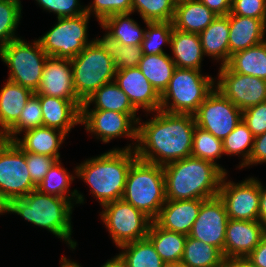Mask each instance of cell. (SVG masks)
<instances>
[{
	"label": "cell",
	"mask_w": 266,
	"mask_h": 267,
	"mask_svg": "<svg viewBox=\"0 0 266 267\" xmlns=\"http://www.w3.org/2000/svg\"><path fill=\"white\" fill-rule=\"evenodd\" d=\"M149 122L138 121L137 158L165 166L191 156L196 122L193 114L156 111ZM140 123V124H139ZM158 157V158H157Z\"/></svg>",
	"instance_id": "cell-1"
},
{
	"label": "cell",
	"mask_w": 266,
	"mask_h": 267,
	"mask_svg": "<svg viewBox=\"0 0 266 267\" xmlns=\"http://www.w3.org/2000/svg\"><path fill=\"white\" fill-rule=\"evenodd\" d=\"M167 200H207L217 197L227 172L218 164L196 157L163 166Z\"/></svg>",
	"instance_id": "cell-2"
},
{
	"label": "cell",
	"mask_w": 266,
	"mask_h": 267,
	"mask_svg": "<svg viewBox=\"0 0 266 267\" xmlns=\"http://www.w3.org/2000/svg\"><path fill=\"white\" fill-rule=\"evenodd\" d=\"M137 159L135 149L129 145L88 159L77 166L75 172L89 184L91 193L104 206L122 198L129 169Z\"/></svg>",
	"instance_id": "cell-3"
},
{
	"label": "cell",
	"mask_w": 266,
	"mask_h": 267,
	"mask_svg": "<svg viewBox=\"0 0 266 267\" xmlns=\"http://www.w3.org/2000/svg\"><path fill=\"white\" fill-rule=\"evenodd\" d=\"M69 199L43 194L37 189L22 198L8 203V212L22 216L28 222L45 228L75 249L76 242L71 239V214L73 204Z\"/></svg>",
	"instance_id": "cell-4"
},
{
	"label": "cell",
	"mask_w": 266,
	"mask_h": 267,
	"mask_svg": "<svg viewBox=\"0 0 266 267\" xmlns=\"http://www.w3.org/2000/svg\"><path fill=\"white\" fill-rule=\"evenodd\" d=\"M121 199L154 221L167 201L163 166L137 159L129 169Z\"/></svg>",
	"instance_id": "cell-5"
},
{
	"label": "cell",
	"mask_w": 266,
	"mask_h": 267,
	"mask_svg": "<svg viewBox=\"0 0 266 267\" xmlns=\"http://www.w3.org/2000/svg\"><path fill=\"white\" fill-rule=\"evenodd\" d=\"M71 65L74 89L82 102L102 85L114 81L117 71L108 47L99 38L71 59Z\"/></svg>",
	"instance_id": "cell-6"
},
{
	"label": "cell",
	"mask_w": 266,
	"mask_h": 267,
	"mask_svg": "<svg viewBox=\"0 0 266 267\" xmlns=\"http://www.w3.org/2000/svg\"><path fill=\"white\" fill-rule=\"evenodd\" d=\"M214 83L212 77L201 75L200 70L176 68L168 87L161 95L160 110L194 114L214 89ZM170 98L172 103L169 102Z\"/></svg>",
	"instance_id": "cell-7"
},
{
	"label": "cell",
	"mask_w": 266,
	"mask_h": 267,
	"mask_svg": "<svg viewBox=\"0 0 266 267\" xmlns=\"http://www.w3.org/2000/svg\"><path fill=\"white\" fill-rule=\"evenodd\" d=\"M34 45L21 38L10 41L0 48V58L11 71L8 80L33 91H37L46 59L49 57L41 48L39 41Z\"/></svg>",
	"instance_id": "cell-8"
},
{
	"label": "cell",
	"mask_w": 266,
	"mask_h": 267,
	"mask_svg": "<svg viewBox=\"0 0 266 267\" xmlns=\"http://www.w3.org/2000/svg\"><path fill=\"white\" fill-rule=\"evenodd\" d=\"M90 15L84 13L76 17H60L58 23L40 39L41 48L49 57L73 59L87 45V24Z\"/></svg>",
	"instance_id": "cell-9"
},
{
	"label": "cell",
	"mask_w": 266,
	"mask_h": 267,
	"mask_svg": "<svg viewBox=\"0 0 266 267\" xmlns=\"http://www.w3.org/2000/svg\"><path fill=\"white\" fill-rule=\"evenodd\" d=\"M101 219L108 228L116 246L147 238L153 220L124 200H116L103 206Z\"/></svg>",
	"instance_id": "cell-10"
},
{
	"label": "cell",
	"mask_w": 266,
	"mask_h": 267,
	"mask_svg": "<svg viewBox=\"0 0 266 267\" xmlns=\"http://www.w3.org/2000/svg\"><path fill=\"white\" fill-rule=\"evenodd\" d=\"M26 163L25 151L13 141L0 138V194L9 203L36 190Z\"/></svg>",
	"instance_id": "cell-11"
},
{
	"label": "cell",
	"mask_w": 266,
	"mask_h": 267,
	"mask_svg": "<svg viewBox=\"0 0 266 267\" xmlns=\"http://www.w3.org/2000/svg\"><path fill=\"white\" fill-rule=\"evenodd\" d=\"M193 115L196 126L222 141L242 121V111L217 88L207 95Z\"/></svg>",
	"instance_id": "cell-12"
},
{
	"label": "cell",
	"mask_w": 266,
	"mask_h": 267,
	"mask_svg": "<svg viewBox=\"0 0 266 267\" xmlns=\"http://www.w3.org/2000/svg\"><path fill=\"white\" fill-rule=\"evenodd\" d=\"M219 71L215 87L241 111L266 102V80L233 72L227 65Z\"/></svg>",
	"instance_id": "cell-13"
},
{
	"label": "cell",
	"mask_w": 266,
	"mask_h": 267,
	"mask_svg": "<svg viewBox=\"0 0 266 267\" xmlns=\"http://www.w3.org/2000/svg\"><path fill=\"white\" fill-rule=\"evenodd\" d=\"M224 175L219 198L224 202L229 219L258 220L260 204V182L249 178L241 183L225 181Z\"/></svg>",
	"instance_id": "cell-14"
},
{
	"label": "cell",
	"mask_w": 266,
	"mask_h": 267,
	"mask_svg": "<svg viewBox=\"0 0 266 267\" xmlns=\"http://www.w3.org/2000/svg\"><path fill=\"white\" fill-rule=\"evenodd\" d=\"M139 120L136 118V113L107 110L89 111L88 107H81L80 123L84 124L88 132L96 134L104 143L121 136L137 140L138 127L136 124Z\"/></svg>",
	"instance_id": "cell-15"
},
{
	"label": "cell",
	"mask_w": 266,
	"mask_h": 267,
	"mask_svg": "<svg viewBox=\"0 0 266 267\" xmlns=\"http://www.w3.org/2000/svg\"><path fill=\"white\" fill-rule=\"evenodd\" d=\"M229 217L224 202L219 196L205 200L200 207L198 217L193 223L189 236L213 245L224 256L226 226Z\"/></svg>",
	"instance_id": "cell-16"
},
{
	"label": "cell",
	"mask_w": 266,
	"mask_h": 267,
	"mask_svg": "<svg viewBox=\"0 0 266 267\" xmlns=\"http://www.w3.org/2000/svg\"><path fill=\"white\" fill-rule=\"evenodd\" d=\"M35 94L71 100L81 109L83 102L74 89L71 60L48 57Z\"/></svg>",
	"instance_id": "cell-17"
},
{
	"label": "cell",
	"mask_w": 266,
	"mask_h": 267,
	"mask_svg": "<svg viewBox=\"0 0 266 267\" xmlns=\"http://www.w3.org/2000/svg\"><path fill=\"white\" fill-rule=\"evenodd\" d=\"M266 235L259 220L229 219L226 226L224 258H246Z\"/></svg>",
	"instance_id": "cell-18"
},
{
	"label": "cell",
	"mask_w": 266,
	"mask_h": 267,
	"mask_svg": "<svg viewBox=\"0 0 266 267\" xmlns=\"http://www.w3.org/2000/svg\"><path fill=\"white\" fill-rule=\"evenodd\" d=\"M114 81L137 111L140 107L147 112L160 110L161 96L138 67L117 70Z\"/></svg>",
	"instance_id": "cell-19"
},
{
	"label": "cell",
	"mask_w": 266,
	"mask_h": 267,
	"mask_svg": "<svg viewBox=\"0 0 266 267\" xmlns=\"http://www.w3.org/2000/svg\"><path fill=\"white\" fill-rule=\"evenodd\" d=\"M205 200H167L154 220L161 228L189 235Z\"/></svg>",
	"instance_id": "cell-20"
},
{
	"label": "cell",
	"mask_w": 266,
	"mask_h": 267,
	"mask_svg": "<svg viewBox=\"0 0 266 267\" xmlns=\"http://www.w3.org/2000/svg\"><path fill=\"white\" fill-rule=\"evenodd\" d=\"M43 115V126L55 128L68 134L75 124H80L81 109L71 100L36 94Z\"/></svg>",
	"instance_id": "cell-21"
},
{
	"label": "cell",
	"mask_w": 266,
	"mask_h": 267,
	"mask_svg": "<svg viewBox=\"0 0 266 267\" xmlns=\"http://www.w3.org/2000/svg\"><path fill=\"white\" fill-rule=\"evenodd\" d=\"M266 20L229 13V52L231 55L265 40Z\"/></svg>",
	"instance_id": "cell-22"
},
{
	"label": "cell",
	"mask_w": 266,
	"mask_h": 267,
	"mask_svg": "<svg viewBox=\"0 0 266 267\" xmlns=\"http://www.w3.org/2000/svg\"><path fill=\"white\" fill-rule=\"evenodd\" d=\"M217 15L199 0H177L173 27L178 31L201 33Z\"/></svg>",
	"instance_id": "cell-23"
},
{
	"label": "cell",
	"mask_w": 266,
	"mask_h": 267,
	"mask_svg": "<svg viewBox=\"0 0 266 267\" xmlns=\"http://www.w3.org/2000/svg\"><path fill=\"white\" fill-rule=\"evenodd\" d=\"M24 132L25 135L23 140L18 139L17 137L13 141L23 151L33 154L47 155L56 158L57 160L60 159L58 148H60L61 143H63V140L67 135L66 133L47 126H40Z\"/></svg>",
	"instance_id": "cell-24"
},
{
	"label": "cell",
	"mask_w": 266,
	"mask_h": 267,
	"mask_svg": "<svg viewBox=\"0 0 266 267\" xmlns=\"http://www.w3.org/2000/svg\"><path fill=\"white\" fill-rule=\"evenodd\" d=\"M34 94L10 80L0 90V137L19 119L25 104Z\"/></svg>",
	"instance_id": "cell-25"
},
{
	"label": "cell",
	"mask_w": 266,
	"mask_h": 267,
	"mask_svg": "<svg viewBox=\"0 0 266 267\" xmlns=\"http://www.w3.org/2000/svg\"><path fill=\"white\" fill-rule=\"evenodd\" d=\"M170 47L176 68L200 70L204 55L198 33L178 31L173 28Z\"/></svg>",
	"instance_id": "cell-26"
},
{
	"label": "cell",
	"mask_w": 266,
	"mask_h": 267,
	"mask_svg": "<svg viewBox=\"0 0 266 267\" xmlns=\"http://www.w3.org/2000/svg\"><path fill=\"white\" fill-rule=\"evenodd\" d=\"M204 55L212 56L226 65L230 59L229 52V14L217 16L213 22L199 33Z\"/></svg>",
	"instance_id": "cell-27"
},
{
	"label": "cell",
	"mask_w": 266,
	"mask_h": 267,
	"mask_svg": "<svg viewBox=\"0 0 266 267\" xmlns=\"http://www.w3.org/2000/svg\"><path fill=\"white\" fill-rule=\"evenodd\" d=\"M147 238L165 263L181 262L187 235L163 229L153 221Z\"/></svg>",
	"instance_id": "cell-28"
},
{
	"label": "cell",
	"mask_w": 266,
	"mask_h": 267,
	"mask_svg": "<svg viewBox=\"0 0 266 267\" xmlns=\"http://www.w3.org/2000/svg\"><path fill=\"white\" fill-rule=\"evenodd\" d=\"M138 68L161 96L168 87L176 65L172 58L166 53L143 54Z\"/></svg>",
	"instance_id": "cell-29"
},
{
	"label": "cell",
	"mask_w": 266,
	"mask_h": 267,
	"mask_svg": "<svg viewBox=\"0 0 266 267\" xmlns=\"http://www.w3.org/2000/svg\"><path fill=\"white\" fill-rule=\"evenodd\" d=\"M130 14H114L101 22V27L108 29L104 36L119 45H138L144 39L145 29L129 18Z\"/></svg>",
	"instance_id": "cell-30"
},
{
	"label": "cell",
	"mask_w": 266,
	"mask_h": 267,
	"mask_svg": "<svg viewBox=\"0 0 266 267\" xmlns=\"http://www.w3.org/2000/svg\"><path fill=\"white\" fill-rule=\"evenodd\" d=\"M226 65L233 72L266 80V40L231 55Z\"/></svg>",
	"instance_id": "cell-31"
},
{
	"label": "cell",
	"mask_w": 266,
	"mask_h": 267,
	"mask_svg": "<svg viewBox=\"0 0 266 267\" xmlns=\"http://www.w3.org/2000/svg\"><path fill=\"white\" fill-rule=\"evenodd\" d=\"M95 102L93 110L117 111L120 113H136L137 110L130 102L126 93L112 81L102 85L82 104V107H90Z\"/></svg>",
	"instance_id": "cell-32"
},
{
	"label": "cell",
	"mask_w": 266,
	"mask_h": 267,
	"mask_svg": "<svg viewBox=\"0 0 266 267\" xmlns=\"http://www.w3.org/2000/svg\"><path fill=\"white\" fill-rule=\"evenodd\" d=\"M224 260L218 248L187 236L181 259L185 267H223Z\"/></svg>",
	"instance_id": "cell-33"
},
{
	"label": "cell",
	"mask_w": 266,
	"mask_h": 267,
	"mask_svg": "<svg viewBox=\"0 0 266 267\" xmlns=\"http://www.w3.org/2000/svg\"><path fill=\"white\" fill-rule=\"evenodd\" d=\"M124 251L116 257L123 267H164L165 262L148 238L120 246Z\"/></svg>",
	"instance_id": "cell-34"
},
{
	"label": "cell",
	"mask_w": 266,
	"mask_h": 267,
	"mask_svg": "<svg viewBox=\"0 0 266 267\" xmlns=\"http://www.w3.org/2000/svg\"><path fill=\"white\" fill-rule=\"evenodd\" d=\"M74 179L75 177L69 175L66 169L61 166L60 160H57L36 189L43 194L54 195L70 201L75 198L76 203H83V195L79 194L77 190L71 192V196L67 195V192L70 191L69 185Z\"/></svg>",
	"instance_id": "cell-35"
},
{
	"label": "cell",
	"mask_w": 266,
	"mask_h": 267,
	"mask_svg": "<svg viewBox=\"0 0 266 267\" xmlns=\"http://www.w3.org/2000/svg\"><path fill=\"white\" fill-rule=\"evenodd\" d=\"M43 126V115L39 97L34 93L25 104L19 119L0 137L14 141L22 131Z\"/></svg>",
	"instance_id": "cell-36"
},
{
	"label": "cell",
	"mask_w": 266,
	"mask_h": 267,
	"mask_svg": "<svg viewBox=\"0 0 266 267\" xmlns=\"http://www.w3.org/2000/svg\"><path fill=\"white\" fill-rule=\"evenodd\" d=\"M177 0H132V12L137 10L148 22L173 21Z\"/></svg>",
	"instance_id": "cell-37"
},
{
	"label": "cell",
	"mask_w": 266,
	"mask_h": 267,
	"mask_svg": "<svg viewBox=\"0 0 266 267\" xmlns=\"http://www.w3.org/2000/svg\"><path fill=\"white\" fill-rule=\"evenodd\" d=\"M254 136L248 129L243 120L235 127V129L222 141L224 154L227 155H243L242 164L239 167H245L250 159Z\"/></svg>",
	"instance_id": "cell-38"
},
{
	"label": "cell",
	"mask_w": 266,
	"mask_h": 267,
	"mask_svg": "<svg viewBox=\"0 0 266 267\" xmlns=\"http://www.w3.org/2000/svg\"><path fill=\"white\" fill-rule=\"evenodd\" d=\"M224 153L222 140L214 137L210 132L196 126L193 132L191 156L211 161L221 157Z\"/></svg>",
	"instance_id": "cell-39"
},
{
	"label": "cell",
	"mask_w": 266,
	"mask_h": 267,
	"mask_svg": "<svg viewBox=\"0 0 266 267\" xmlns=\"http://www.w3.org/2000/svg\"><path fill=\"white\" fill-rule=\"evenodd\" d=\"M148 31H145L144 39L141 43L143 54H161L165 53L161 44H170L173 33V22H148L145 21Z\"/></svg>",
	"instance_id": "cell-40"
},
{
	"label": "cell",
	"mask_w": 266,
	"mask_h": 267,
	"mask_svg": "<svg viewBox=\"0 0 266 267\" xmlns=\"http://www.w3.org/2000/svg\"><path fill=\"white\" fill-rule=\"evenodd\" d=\"M101 40L106 44L110 56L114 61L116 70L138 67L143 56L141 44L138 45H119L109 41L105 36Z\"/></svg>",
	"instance_id": "cell-41"
},
{
	"label": "cell",
	"mask_w": 266,
	"mask_h": 267,
	"mask_svg": "<svg viewBox=\"0 0 266 267\" xmlns=\"http://www.w3.org/2000/svg\"><path fill=\"white\" fill-rule=\"evenodd\" d=\"M21 10V6L14 2L0 0V48L19 39L15 29L21 18Z\"/></svg>",
	"instance_id": "cell-42"
},
{
	"label": "cell",
	"mask_w": 266,
	"mask_h": 267,
	"mask_svg": "<svg viewBox=\"0 0 266 267\" xmlns=\"http://www.w3.org/2000/svg\"><path fill=\"white\" fill-rule=\"evenodd\" d=\"M92 6L85 7L86 13H95L99 23L114 14H132V0H94Z\"/></svg>",
	"instance_id": "cell-43"
},
{
	"label": "cell",
	"mask_w": 266,
	"mask_h": 267,
	"mask_svg": "<svg viewBox=\"0 0 266 267\" xmlns=\"http://www.w3.org/2000/svg\"><path fill=\"white\" fill-rule=\"evenodd\" d=\"M25 158L30 177L36 186L40 184V182L46 176L48 170L57 161L56 158H52L47 155L33 154L30 152H25Z\"/></svg>",
	"instance_id": "cell-44"
},
{
	"label": "cell",
	"mask_w": 266,
	"mask_h": 267,
	"mask_svg": "<svg viewBox=\"0 0 266 267\" xmlns=\"http://www.w3.org/2000/svg\"><path fill=\"white\" fill-rule=\"evenodd\" d=\"M43 9L54 12L57 18L76 17L86 13L78 0H36ZM79 6V7H78Z\"/></svg>",
	"instance_id": "cell-45"
},
{
	"label": "cell",
	"mask_w": 266,
	"mask_h": 267,
	"mask_svg": "<svg viewBox=\"0 0 266 267\" xmlns=\"http://www.w3.org/2000/svg\"><path fill=\"white\" fill-rule=\"evenodd\" d=\"M242 120L254 137L266 132V102L242 111Z\"/></svg>",
	"instance_id": "cell-46"
},
{
	"label": "cell",
	"mask_w": 266,
	"mask_h": 267,
	"mask_svg": "<svg viewBox=\"0 0 266 267\" xmlns=\"http://www.w3.org/2000/svg\"><path fill=\"white\" fill-rule=\"evenodd\" d=\"M230 14L266 20V0H232Z\"/></svg>",
	"instance_id": "cell-47"
},
{
	"label": "cell",
	"mask_w": 266,
	"mask_h": 267,
	"mask_svg": "<svg viewBox=\"0 0 266 267\" xmlns=\"http://www.w3.org/2000/svg\"><path fill=\"white\" fill-rule=\"evenodd\" d=\"M266 162V132L254 137L250 159L245 166Z\"/></svg>",
	"instance_id": "cell-48"
},
{
	"label": "cell",
	"mask_w": 266,
	"mask_h": 267,
	"mask_svg": "<svg viewBox=\"0 0 266 267\" xmlns=\"http://www.w3.org/2000/svg\"><path fill=\"white\" fill-rule=\"evenodd\" d=\"M246 258L255 267H266V235Z\"/></svg>",
	"instance_id": "cell-49"
},
{
	"label": "cell",
	"mask_w": 266,
	"mask_h": 267,
	"mask_svg": "<svg viewBox=\"0 0 266 267\" xmlns=\"http://www.w3.org/2000/svg\"><path fill=\"white\" fill-rule=\"evenodd\" d=\"M217 16H225L231 12L232 0H199Z\"/></svg>",
	"instance_id": "cell-50"
},
{
	"label": "cell",
	"mask_w": 266,
	"mask_h": 267,
	"mask_svg": "<svg viewBox=\"0 0 266 267\" xmlns=\"http://www.w3.org/2000/svg\"><path fill=\"white\" fill-rule=\"evenodd\" d=\"M260 182V204L258 220L266 227V189Z\"/></svg>",
	"instance_id": "cell-51"
},
{
	"label": "cell",
	"mask_w": 266,
	"mask_h": 267,
	"mask_svg": "<svg viewBox=\"0 0 266 267\" xmlns=\"http://www.w3.org/2000/svg\"><path fill=\"white\" fill-rule=\"evenodd\" d=\"M223 267H255L247 258L225 259Z\"/></svg>",
	"instance_id": "cell-52"
},
{
	"label": "cell",
	"mask_w": 266,
	"mask_h": 267,
	"mask_svg": "<svg viewBox=\"0 0 266 267\" xmlns=\"http://www.w3.org/2000/svg\"><path fill=\"white\" fill-rule=\"evenodd\" d=\"M101 267H122V262L117 257H114L113 259L108 260Z\"/></svg>",
	"instance_id": "cell-53"
},
{
	"label": "cell",
	"mask_w": 266,
	"mask_h": 267,
	"mask_svg": "<svg viewBox=\"0 0 266 267\" xmlns=\"http://www.w3.org/2000/svg\"><path fill=\"white\" fill-rule=\"evenodd\" d=\"M61 260H60L61 267H81L79 264L72 262L71 260H68L65 257H61Z\"/></svg>",
	"instance_id": "cell-54"
},
{
	"label": "cell",
	"mask_w": 266,
	"mask_h": 267,
	"mask_svg": "<svg viewBox=\"0 0 266 267\" xmlns=\"http://www.w3.org/2000/svg\"><path fill=\"white\" fill-rule=\"evenodd\" d=\"M8 212V203L0 194V214Z\"/></svg>",
	"instance_id": "cell-55"
},
{
	"label": "cell",
	"mask_w": 266,
	"mask_h": 267,
	"mask_svg": "<svg viewBox=\"0 0 266 267\" xmlns=\"http://www.w3.org/2000/svg\"><path fill=\"white\" fill-rule=\"evenodd\" d=\"M164 267H185L181 262L165 263Z\"/></svg>",
	"instance_id": "cell-56"
},
{
	"label": "cell",
	"mask_w": 266,
	"mask_h": 267,
	"mask_svg": "<svg viewBox=\"0 0 266 267\" xmlns=\"http://www.w3.org/2000/svg\"><path fill=\"white\" fill-rule=\"evenodd\" d=\"M5 1L14 2V3L18 4L19 6H21L20 0H5Z\"/></svg>",
	"instance_id": "cell-57"
}]
</instances>
